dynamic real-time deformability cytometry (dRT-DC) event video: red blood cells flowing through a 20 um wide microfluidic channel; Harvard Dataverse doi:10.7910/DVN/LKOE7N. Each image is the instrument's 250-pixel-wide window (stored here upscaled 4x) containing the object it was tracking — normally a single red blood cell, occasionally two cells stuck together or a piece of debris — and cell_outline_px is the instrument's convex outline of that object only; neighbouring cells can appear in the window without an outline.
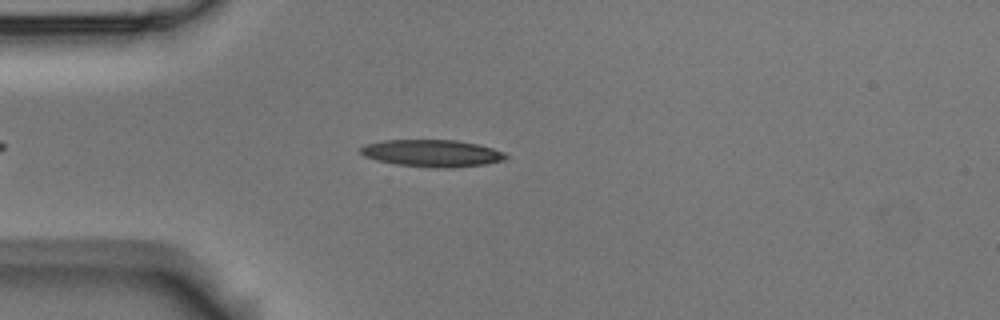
{"species": "Egyptian fruit bat (a non-hibernating species)", "species_latin": "Rousettus aegyptiacus", "temperature_condition": "room temperature", "stored_images_in_passage": 2, "camera_frame_rate_fps": 3000, "um_per_image_px": 0.085, "animal": {"sex": "male"}, "frame": {"image": 1, "passage_image": 2, "time_ms": 0.333, "image_size_px": [1000, 320], "cell_outline_px": [[508, 156], [504, 160], [484, 164], [452, 168], [432, 168], [396, 164], [376, 160], [364, 156], [360, 152], [360, 148], [364, 144], [384, 140], [456, 140], [476, 144], [492, 148], [504, 152]], "centroid_in_image_um": [36.7, 13.03], "position_along_channel_um": 48.3, "area_um2": 22.95}}